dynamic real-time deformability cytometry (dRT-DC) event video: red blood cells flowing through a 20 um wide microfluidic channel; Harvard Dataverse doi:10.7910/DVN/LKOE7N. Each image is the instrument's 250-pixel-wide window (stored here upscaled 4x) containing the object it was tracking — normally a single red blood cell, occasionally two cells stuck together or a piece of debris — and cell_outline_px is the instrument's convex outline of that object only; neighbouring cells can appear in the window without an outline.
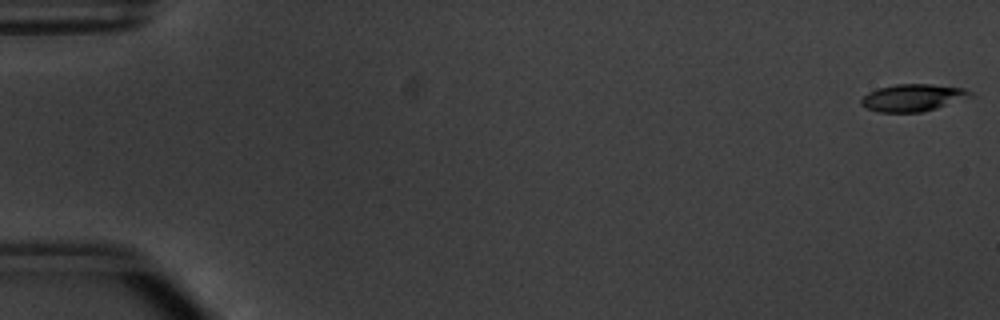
{"species": "common noctule bat (a hibernating species)", "species_latin": "Nyctalus noctula", "temperature_condition": "warm", "stored_images_in_passage": 15, "camera_frame_rate_fps": 3000, "um_per_image_px": 0.085, "animal": {"sex": "male", "body_mass_g": 20.1, "forearm_length_mm": 53.5}, "frame": {"image": 1, "passage_image": 1, "time_ms": 0.0, "image_size_px": [1000, 320], "cell_outline_px": [[976, 96], [936, 108], [920, 112], [880, 112], [868, 108], [860, 104], [860, 100], [868, 92], [876, 88], [896, 84], [932, 84], [964, 88], [972, 92]], "centroid_in_image_um": [77.62, 8.29], "position_along_channel_um": 7.4, "area_um2": 17.4}}